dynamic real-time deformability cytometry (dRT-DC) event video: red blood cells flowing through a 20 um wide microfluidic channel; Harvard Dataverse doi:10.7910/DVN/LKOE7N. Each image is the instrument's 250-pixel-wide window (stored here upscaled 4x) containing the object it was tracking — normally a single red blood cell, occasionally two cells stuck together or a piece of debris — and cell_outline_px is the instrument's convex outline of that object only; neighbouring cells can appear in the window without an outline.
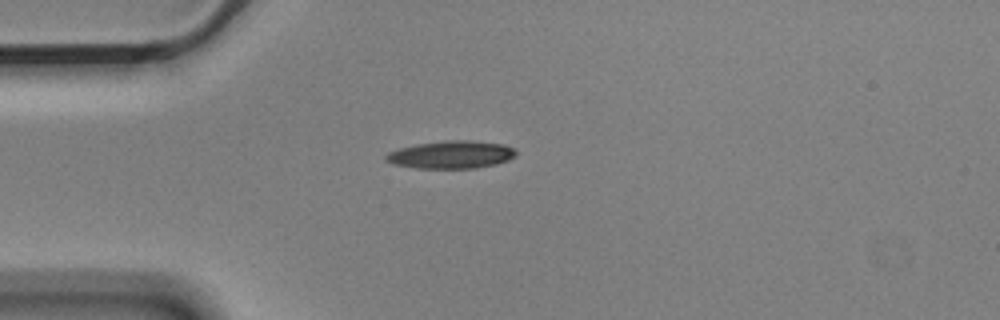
{"species": "Egyptian fruit bat (a non-hibernating species)", "species_latin": "Rousettus aegyptiacus", "temperature_condition": "cold", "stored_images_in_passage": 1, "camera_frame_rate_fps": 3000, "um_per_image_px": 0.085, "animal": {"sex": "male"}, "frame": {"image": 1, "passage_image": 1, "time_ms": 0.0, "image_size_px": [1000, 320], "cell_outline_px": [[516, 156], [508, 160], [496, 164], [476, 168], [416, 168], [392, 164], [384, 160], [384, 156], [388, 152], [400, 148], [416, 144], [444, 140], [468, 140], [504, 144], [516, 148]], "centroid_in_image_um": [38.35, 13.14], "position_along_channel_um": 46.6, "area_um2": 21.21}}